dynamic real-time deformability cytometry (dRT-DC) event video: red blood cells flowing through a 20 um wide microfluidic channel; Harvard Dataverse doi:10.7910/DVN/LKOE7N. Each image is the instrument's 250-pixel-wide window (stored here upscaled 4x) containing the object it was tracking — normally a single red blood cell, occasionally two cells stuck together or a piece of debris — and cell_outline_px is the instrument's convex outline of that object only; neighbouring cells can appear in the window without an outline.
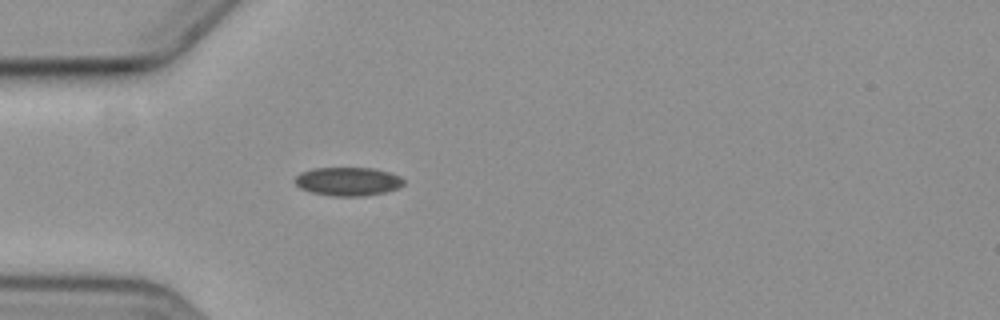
{"species": "common noctule bat (a hibernating species)", "species_latin": "Nyctalus noctula", "temperature_condition": "cold", "stored_images_in_passage": 5, "camera_frame_rate_fps": 3000, "um_per_image_px": 0.085, "animal": {"sex": "female", "body_mass_g": 19.3, "forearm_length_mm": 54.1}, "frame": {"image": 1, "passage_image": 5, "time_ms": 4.667, "image_size_px": [1000, 320], "cell_outline_px": [[404, 184], [396, 188], [384, 192], [364, 196], [332, 196], [312, 192], [300, 188], [292, 180], [300, 172], [312, 168], [372, 168], [388, 172], [400, 176], [404, 180]], "centroid_in_image_um": [29.53, 15.42], "position_along_channel_um": 55.5, "area_um2": 18.09}}